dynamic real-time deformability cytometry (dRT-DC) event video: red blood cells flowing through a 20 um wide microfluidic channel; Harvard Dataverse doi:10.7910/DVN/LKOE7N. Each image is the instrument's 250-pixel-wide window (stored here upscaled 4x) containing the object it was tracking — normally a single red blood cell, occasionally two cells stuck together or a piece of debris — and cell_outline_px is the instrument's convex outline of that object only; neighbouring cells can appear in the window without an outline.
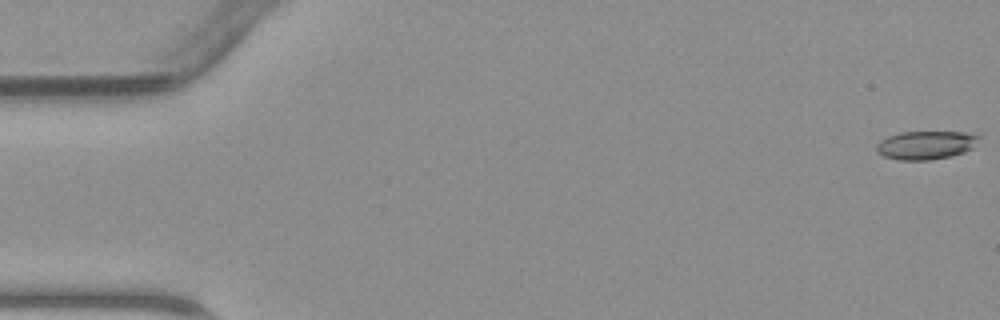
{"species": "common noctule bat (a hibernating species)", "species_latin": "Nyctalus noctula", "temperature_condition": "warm", "stored_images_in_passage": 45, "camera_frame_rate_fps": 3000, "um_per_image_px": 0.085, "animal": {"sex": "male", "body_mass_g": 23.1, "forearm_length_mm": 52.7}, "frame": {"image": 1, "passage_image": 1, "time_ms": 0.0, "image_size_px": [1000, 320], "cell_outline_px": [[984, 136], [972, 148], [964, 152], [952, 156], [928, 160], [900, 160], [884, 156], [876, 152], [876, 144], [880, 140], [888, 136], [900, 132], [964, 132]], "centroid_in_image_um": [78.72, 12.33], "position_along_channel_um": 6.3, "area_um2": 17.17}}
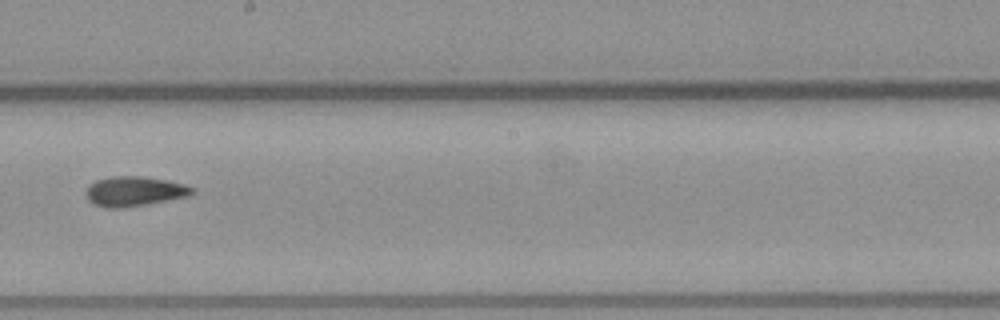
{"frame": {"image": 2, "passage_image": 27, "time_ms": 8.667, "image_size_px": [1000, 320], "cell_outline_px": [[196, 192], [188, 196], [148, 204], [124, 208], [108, 208], [92, 204], [88, 200], [84, 192], [88, 184], [96, 180], [108, 176], [144, 176], [184, 184], [196, 188]], "centroid_in_image_um": [11.38, 16.26], "position_along_channel_um": 236.8, "area_um2": 18.79}}
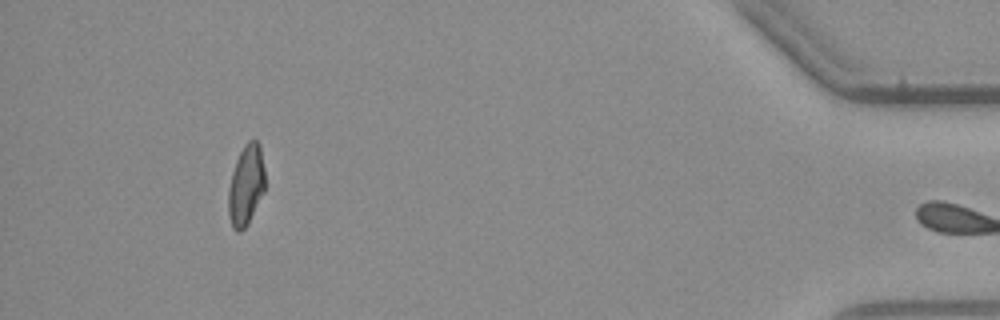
{"frame": {"image": 3, "passage_image": 44, "time_ms": 14.333, "image_size_px": [1000, 320], "cell_outline_px": [[264, 192], [248, 224], [240, 232], [236, 232], [232, 228], [228, 216], [228, 188], [232, 172], [236, 160], [244, 144], [248, 140], [256, 140], [260, 144], [264, 168]], "centroid_in_image_um": [20.9, 15.76], "position_along_channel_um": 414.3, "area_um2": 17.4}}